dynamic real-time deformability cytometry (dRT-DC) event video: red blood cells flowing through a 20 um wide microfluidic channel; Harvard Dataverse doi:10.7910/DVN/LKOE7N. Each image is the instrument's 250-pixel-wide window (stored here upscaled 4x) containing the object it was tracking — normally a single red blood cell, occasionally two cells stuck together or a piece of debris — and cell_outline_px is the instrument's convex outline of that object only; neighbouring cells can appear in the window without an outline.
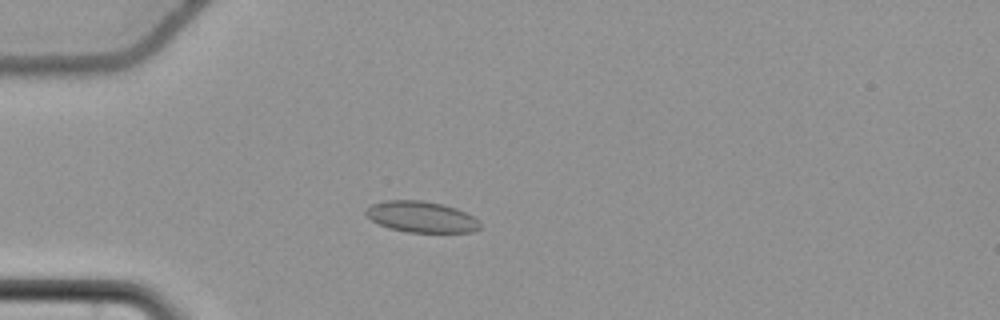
{"species": "common noctule bat (a hibernating species)", "species_latin": "Nyctalus noctula", "temperature_condition": "cold", "stored_images_in_passage": 57, "camera_frame_rate_fps": 3000, "um_per_image_px": 0.085, "animal": {"sex": "female", "body_mass_g": 22.7, "forearm_length_mm": 54.2}, "frame": {"image": 1, "passage_image": 17, "time_ms": 5.333, "image_size_px": [1000, 320], "cell_outline_px": [[480, 228], [472, 232], [408, 232], [388, 228], [372, 220], [364, 212], [372, 204], [384, 200], [420, 200], [444, 204], [456, 208], [472, 216], [480, 224]], "centroid_in_image_um": [35.8, 18.43], "position_along_channel_um": 49.2, "area_um2": 20.52}}
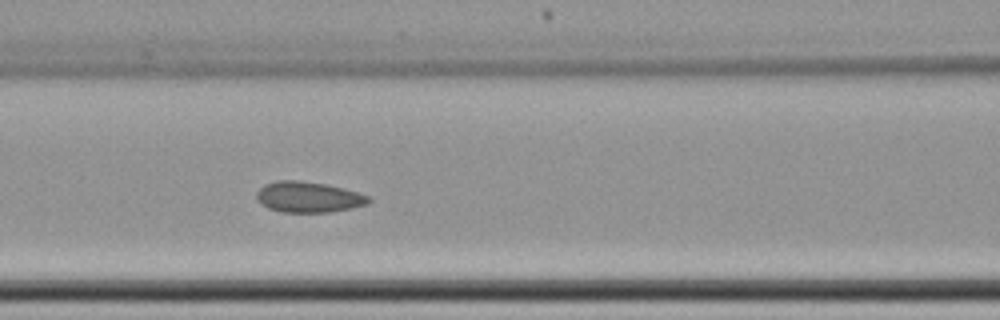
{"frame": {"image": 2, "passage_image": 26, "time_ms": 8.333, "image_size_px": [1000, 320], "cell_outline_px": [[372, 200], [368, 204], [352, 208], [328, 212], [284, 212], [268, 208], [260, 204], [256, 200], [256, 192], [264, 184], [276, 180], [300, 180], [324, 184], [344, 188], [368, 196]], "centroid_in_image_um": [26.18, 16.74], "position_along_channel_um": 140.4, "area_um2": 20.17}}
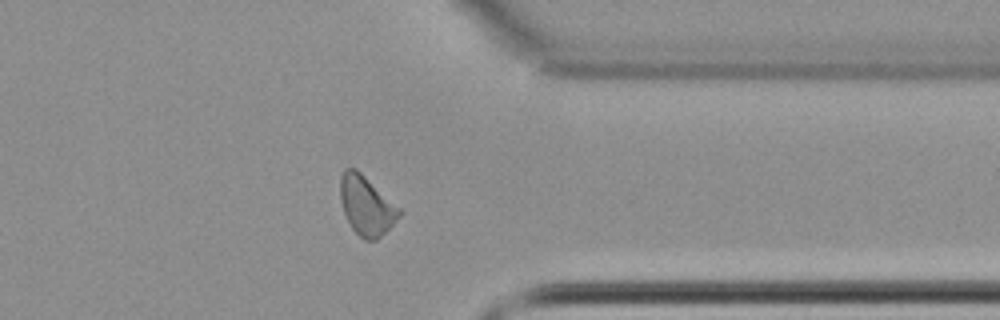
{"frame": {"image": 3, "passage_image": 46, "time_ms": 15.0, "image_size_px": [1000, 320], "cell_outline_px": [[400, 216], [376, 240], [364, 240], [352, 228], [344, 212], [340, 200], [340, 176], [344, 168], [356, 168], [400, 208]], "centroid_in_image_um": [31.11, 17.45], "position_along_channel_um": 380.3, "area_um2": 20.0}, "authors_computed_cell_mechanics": {"area_um2": 20.1722, "velocity_mm_per_s": 3.6897, "shape_relaxation_time_tau1_ms": null, "shape_relaxation_time_tau2_ms": 2.1957, "deformation_change_tau1": null, "deformation_change_tau2": 0.0645}}